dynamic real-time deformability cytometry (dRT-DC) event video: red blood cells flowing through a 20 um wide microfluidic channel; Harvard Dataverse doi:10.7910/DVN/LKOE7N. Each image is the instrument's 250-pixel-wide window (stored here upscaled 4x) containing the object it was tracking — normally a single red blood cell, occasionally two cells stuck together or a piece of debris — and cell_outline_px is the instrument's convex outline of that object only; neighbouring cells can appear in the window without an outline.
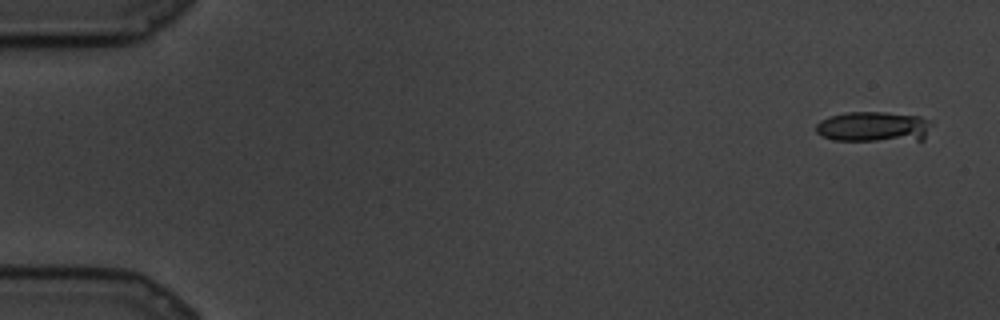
{"species": "common noctule bat (a hibernating species)", "species_latin": "Nyctalus noctula", "temperature_condition": "cold", "stored_images_in_passage": 19, "camera_frame_rate_fps": 3000, "um_per_image_px": 0.085, "animal": {"sex": "male", "body_mass_g": 19.5, "forearm_length_mm": 54.6}, "frame": {"image": 1, "passage_image": 1, "time_ms": 0.0, "image_size_px": [1000, 320], "cell_outline_px": [[932, 124], [924, 140], [832, 140], [820, 136], [816, 132], [816, 124], [820, 120], [828, 116], [848, 112], [884, 112], [920, 116], [928, 120]], "centroid_in_image_um": [74.23, 10.77], "position_along_channel_um": 10.8, "area_um2": 20.58}}